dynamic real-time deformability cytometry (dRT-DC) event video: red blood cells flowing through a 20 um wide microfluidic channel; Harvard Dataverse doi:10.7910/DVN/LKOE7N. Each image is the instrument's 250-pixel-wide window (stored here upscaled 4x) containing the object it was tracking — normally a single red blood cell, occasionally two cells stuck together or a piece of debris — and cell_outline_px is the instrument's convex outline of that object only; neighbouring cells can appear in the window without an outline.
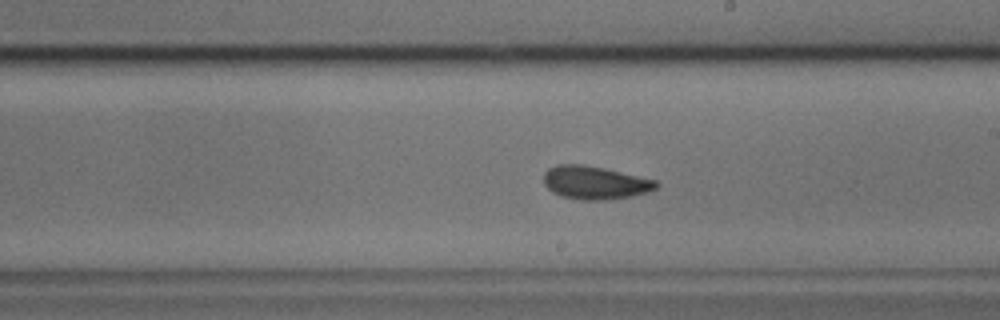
{"species": "common noctule bat (a hibernating species)", "species_latin": "Nyctalus noctula", "temperature_condition": "cold", "stored_images_in_passage": 50, "camera_frame_rate_fps": 3000, "um_per_image_px": 0.085, "animal": {"sex": "male", "body_mass_g": 17.9, "forearm_length_mm": 54.2}, "frame": {"image": 1, "passage_image": 27, "time_ms": 8.667, "image_size_px": [1000, 320], "cell_outline_px": [[660, 184], [656, 188], [648, 192], [628, 196], [604, 200], [580, 200], [560, 196], [552, 192], [544, 184], [544, 172], [548, 168], [556, 164], [584, 164], [604, 168], [656, 180]], "centroid_in_image_um": [50.53, 15.52], "position_along_channel_um": 238.5, "area_um2": 21.79}}
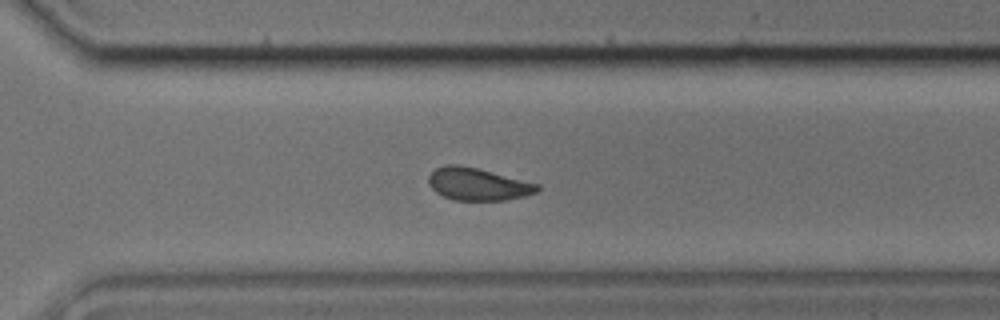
{"frame": {"image": 2, "passage_image": 34, "time_ms": 11.0, "image_size_px": [1000, 320], "cell_outline_px": [[540, 188], [536, 192], [524, 196], [504, 200], [452, 200], [436, 192], [428, 184], [428, 176], [436, 168], [448, 164], [460, 164], [540, 184]], "centroid_in_image_um": [40.6, 15.65], "position_along_channel_um": 330.0, "area_um2": 20.46}}
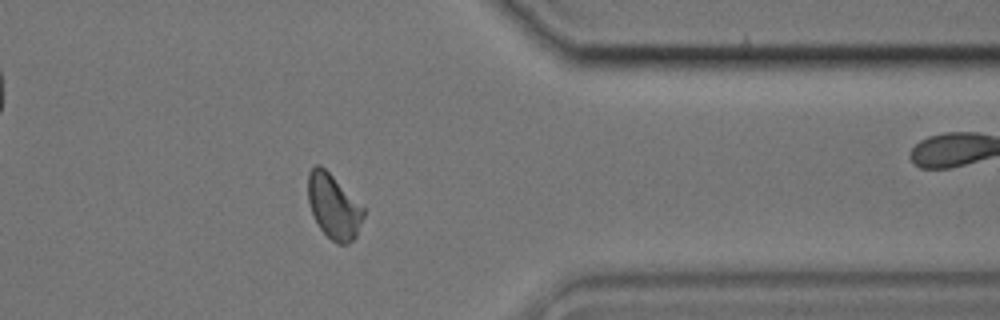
{"frame": {"image": 3, "passage_image": 39, "time_ms": 12.667, "image_size_px": [1000, 320], "cell_outline_px": [[368, 208], [356, 236], [348, 244], [336, 244], [320, 228], [312, 212], [308, 200], [308, 172], [316, 164], [320, 164]], "centroid_in_image_um": [28.42, 17.53], "position_along_channel_um": 383.0, "area_um2": 21.27}}